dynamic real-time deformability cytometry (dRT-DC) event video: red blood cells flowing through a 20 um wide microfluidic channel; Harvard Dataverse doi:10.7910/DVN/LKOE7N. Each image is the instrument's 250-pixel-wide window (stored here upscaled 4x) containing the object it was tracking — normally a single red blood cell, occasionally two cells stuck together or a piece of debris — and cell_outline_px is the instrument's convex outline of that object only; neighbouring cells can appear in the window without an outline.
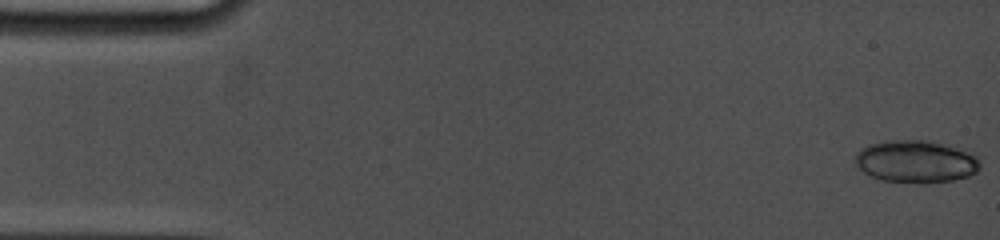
{"species": "common noctule bat (a hibernating species)", "species_latin": "Nyctalus noctula", "temperature_condition": "cold", "stored_images_in_passage": 10, "camera_frame_rate_fps": 5000, "um_per_image_px": 0.085, "animal": {"sex": "female", "body_mass_g": 19.0, "forearm_length_mm": 53.3}, "frame": {"image": 1, "passage_image": 1, "time_ms": 0.0, "image_size_px": [1000, 240], "cell_outline_px": [[980, 168], [976, 172], [968, 176], [952, 180], [928, 184], [920, 184], [884, 180], [872, 176], [864, 172], [856, 164], [856, 152], [860, 148], [868, 144], [884, 140], [928, 140], [976, 156], [980, 164]], "centroid_in_image_um": [77.8, 13.74], "position_along_channel_um": 7.2, "area_um2": 30.63}}